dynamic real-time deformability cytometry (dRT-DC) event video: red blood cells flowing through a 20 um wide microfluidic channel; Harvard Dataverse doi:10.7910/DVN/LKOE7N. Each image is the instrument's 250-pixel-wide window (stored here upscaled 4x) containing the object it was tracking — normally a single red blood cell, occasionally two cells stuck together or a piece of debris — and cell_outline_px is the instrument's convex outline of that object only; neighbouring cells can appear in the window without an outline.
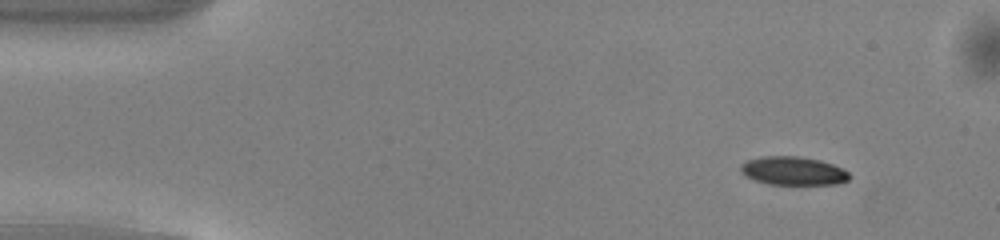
{"species": "common noctule bat (a hibernating species)", "species_latin": "Nyctalus noctula", "temperature_condition": "warm", "stored_images_in_passage": 46, "camera_frame_rate_fps": 3000, "um_per_image_px": 0.085, "animal": {"sex": "male", "body_mass_g": 13.0, "forearm_length_mm": 53.1}, "frame": {"image": 1, "passage_image": 1, "time_ms": 0.0, "image_size_px": [1000, 240], "cell_outline_px": [[852, 176], [848, 180], [836, 184], [768, 184], [752, 180], [744, 176], [740, 172], [740, 164], [748, 160], [760, 156], [796, 156], [820, 160], [832, 164], [848, 172]], "centroid_in_image_um": [67.37, 14.53], "position_along_channel_um": 17.6, "area_um2": 18.15}}
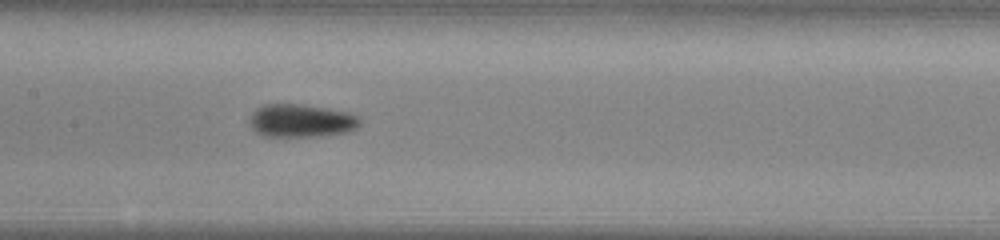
{"frame": {"image": 2, "passage_image": 20, "time_ms": 6.333, "image_size_px": [1000, 240], "cell_outline_px": [[360, 124], [356, 128], [348, 132], [320, 136], [260, 136], [252, 128], [248, 120], [252, 112], [256, 108], [264, 104], [300, 104], [328, 108], [348, 112], [360, 116]], "centroid_in_image_um": [25.59, 10.25], "position_along_channel_um": 181.8, "area_um2": 21.5}}
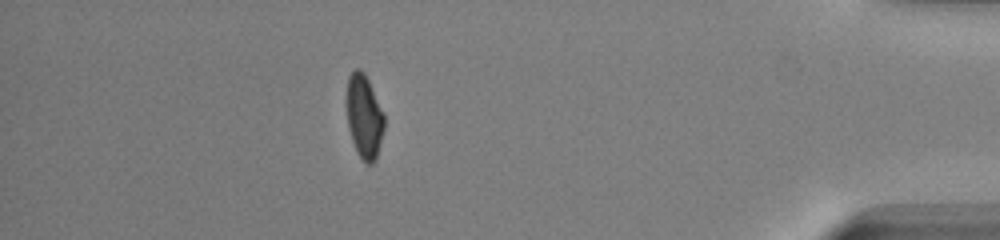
{"frame": {"image": 3, "passage_image": 40, "time_ms": 13.0, "image_size_px": [1000, 240], "cell_outline_px": [[384, 128], [376, 160], [372, 164], [368, 164], [356, 152], [348, 128], [344, 100], [348, 76], [356, 68], [360, 68], [364, 72], [384, 112]], "centroid_in_image_um": [30.92, 9.87], "position_along_channel_um": 404.3, "area_um2": 18.84}, "authors_computed_cell_mechanics": {"area_um2": 19.4497, "velocity_mm_per_s": 4.1086, "shape_relaxation_time_tau1_ms": 3.1152, "shape_relaxation_time_tau2_ms": 2.3368, "deformation_change_tau1": 0.1253, "deformation_change_tau2": 0.0843}}